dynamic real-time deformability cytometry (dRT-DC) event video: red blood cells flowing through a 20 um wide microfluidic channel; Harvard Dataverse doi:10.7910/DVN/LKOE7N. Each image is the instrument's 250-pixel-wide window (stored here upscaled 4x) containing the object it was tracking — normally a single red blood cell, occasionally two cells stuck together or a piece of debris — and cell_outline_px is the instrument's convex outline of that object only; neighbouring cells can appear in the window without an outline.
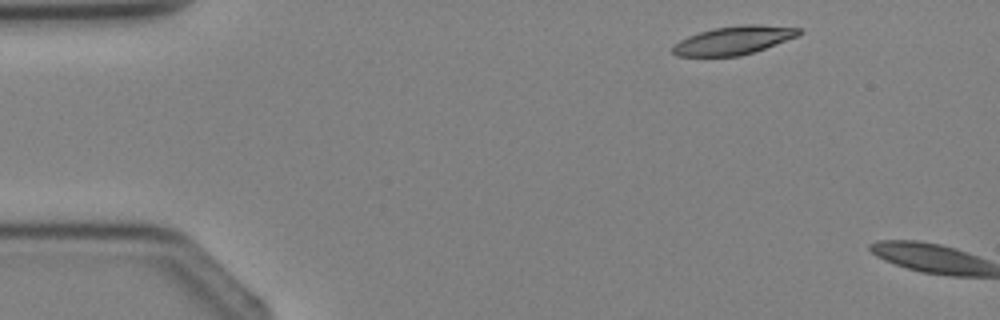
{"species": "Egyptian fruit bat (a non-hibernating species)", "species_latin": "Rousettus aegyptiacus", "temperature_condition": "cold", "stored_images_in_passage": 2, "camera_frame_rate_fps": 3000, "um_per_image_px": 0.085, "animal": {"sex": "female"}, "frame": {"image": 1, "passage_image": 1, "time_ms": 0.0, "image_size_px": [1000, 320], "cell_outline_px": [[804, 32], [800, 36], [740, 56], [676, 56], [672, 52], [672, 48], [680, 40], [688, 36], [712, 28], [744, 24], [756, 24], [804, 28]], "centroid_in_image_um": [62.42, 3.41], "position_along_channel_um": 22.6, "area_um2": 20.98}}